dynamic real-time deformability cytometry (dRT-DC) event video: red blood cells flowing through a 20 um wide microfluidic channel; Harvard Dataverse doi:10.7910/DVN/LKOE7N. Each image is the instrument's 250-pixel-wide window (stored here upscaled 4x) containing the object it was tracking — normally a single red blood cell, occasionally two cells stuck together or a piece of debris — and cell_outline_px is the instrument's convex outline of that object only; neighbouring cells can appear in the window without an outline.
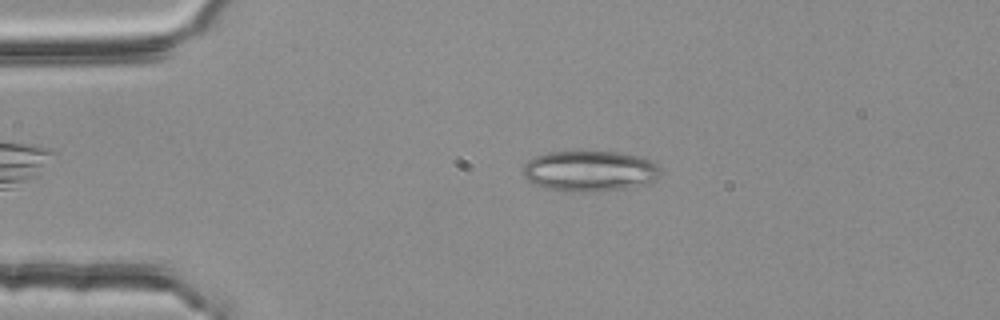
{"species": "common noctule bat (a hibernating species)", "species_latin": "Nyctalus noctula", "temperature_condition": "room temperature", "stored_images_in_passage": 46, "camera_frame_rate_fps": 3000, "um_per_image_px": 0.085, "animal": {"sex": "female", "body_mass_g": 25.1}, "frame": {"image": 1, "passage_image": 4, "time_ms": 1.0, "image_size_px": [1000, 320], "cell_outline_px": [[664, 172], [656, 180], [624, 188], [596, 192], [572, 192], [548, 188], [536, 184], [528, 180], [524, 176], [524, 164], [528, 160], [536, 156], [548, 152], [620, 152], [640, 156], [652, 160], [660, 164]], "centroid_in_image_um": [50.2, 14.53], "position_along_channel_um": 34.8, "area_um2": 32.77}}
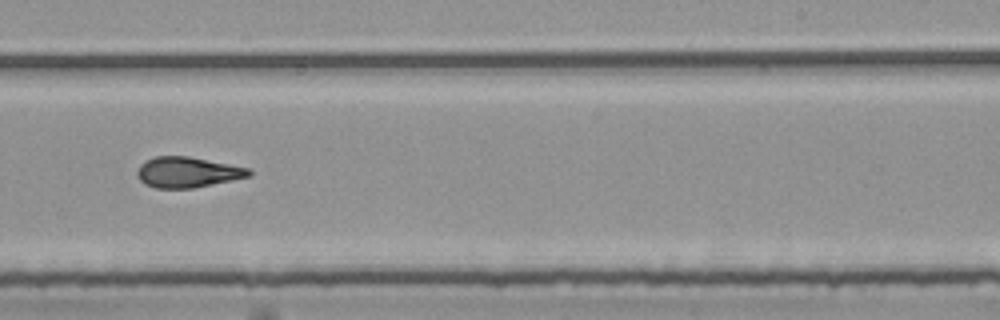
{"frame": {"image": 2, "passage_image": 26, "time_ms": 8.333, "image_size_px": [1000, 320], "cell_outline_px": [[252, 172], [248, 176], [232, 180], [192, 188], [156, 188], [144, 184], [140, 180], [136, 172], [140, 164], [156, 156], [188, 156], [248, 168]], "centroid_in_image_um": [15.89, 14.64], "position_along_channel_um": 273.1, "area_um2": 19.59}}
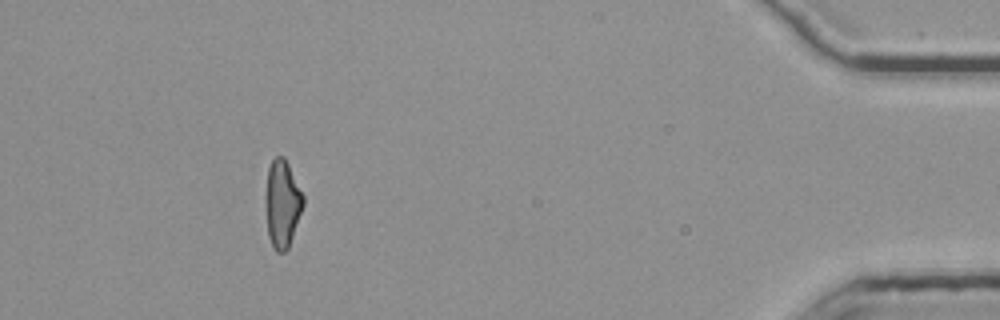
{"frame": {"image": 3, "passage_image": 42, "time_ms": 13.667, "image_size_px": [1000, 320], "cell_outline_px": [[304, 204], [288, 248], [284, 252], [276, 252], [272, 248], [268, 236], [264, 204], [268, 168], [272, 160], [276, 156], [284, 156], [304, 196]], "centroid_in_image_um": [23.96, 17.33], "position_along_channel_um": 411.2, "area_um2": 19.36}, "authors_computed_cell_mechanics": {"area_um2": 19.9699, "velocity_mm_per_s": 3.7924, "shape_relaxation_time_tau1_ms": 9.5748, "shape_relaxation_time_tau2_ms": 2.6331, "deformation_change_tau1": 0.223, "deformation_change_tau2": 0.0943}}